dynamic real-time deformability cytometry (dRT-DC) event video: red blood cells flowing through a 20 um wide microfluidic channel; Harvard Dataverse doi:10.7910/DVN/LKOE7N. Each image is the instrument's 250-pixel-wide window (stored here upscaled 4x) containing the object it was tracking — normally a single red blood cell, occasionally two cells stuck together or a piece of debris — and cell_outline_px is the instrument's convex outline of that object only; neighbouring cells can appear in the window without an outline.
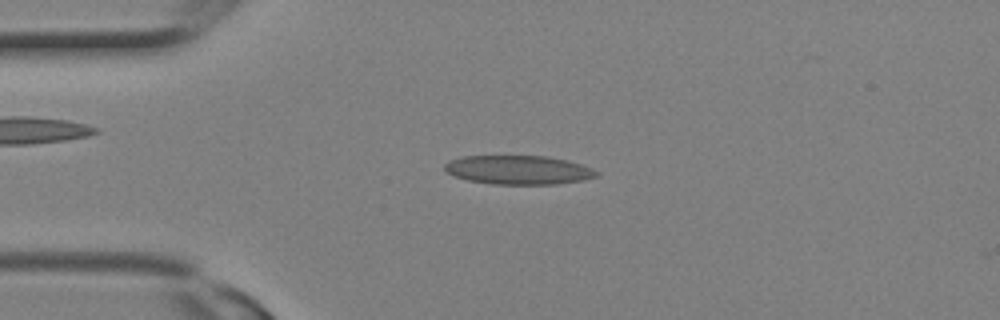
{"species": "Egyptian fruit bat (a non-hibernating species)", "species_latin": "Rousettus aegyptiacus", "temperature_condition": "room temperature", "stored_images_in_passage": 1, "camera_frame_rate_fps": 3000, "um_per_image_px": 0.085, "animal": {"sex": "female"}, "frame": {"image": 1, "passage_image": 1, "time_ms": 0.0, "image_size_px": [1000, 320], "cell_outline_px": [[600, 176], [584, 180], [556, 184], [492, 184], [468, 180], [452, 176], [444, 168], [444, 164], [448, 160], [460, 156], [548, 156], [580, 164], [592, 168], [600, 172]], "centroid_in_image_um": [44.06, 14.44], "position_along_channel_um": 40.9, "area_um2": 25.78}}